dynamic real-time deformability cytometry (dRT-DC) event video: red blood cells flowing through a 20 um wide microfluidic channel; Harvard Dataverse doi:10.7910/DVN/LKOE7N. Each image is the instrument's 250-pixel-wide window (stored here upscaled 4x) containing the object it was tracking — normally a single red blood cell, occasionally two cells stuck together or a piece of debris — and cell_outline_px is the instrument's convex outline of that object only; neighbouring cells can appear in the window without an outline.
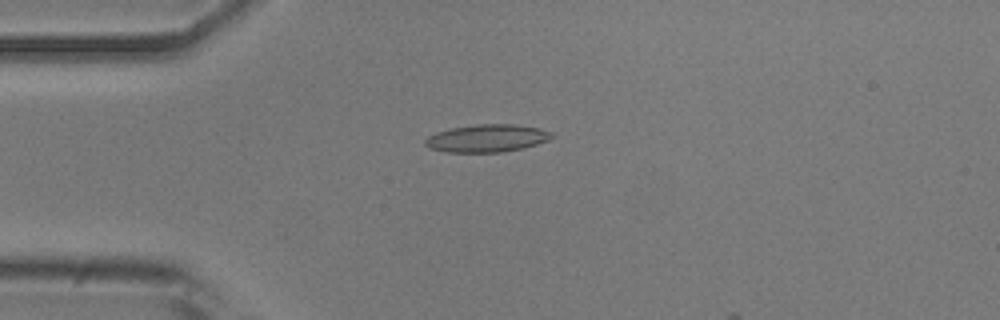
{"species": "common noctule bat (a hibernating species)", "species_latin": "Nyctalus noctula", "temperature_condition": "room temperature", "stored_images_in_passage": 6, "camera_frame_rate_fps": 3000, "um_per_image_px": 0.085, "animal": {"sex": "male", "body_mass_g": 20.5, "forearm_length_mm": 52.5}, "frame": {"image": 1, "passage_image": 4, "time_ms": 1.0, "image_size_px": [1000, 320], "cell_outline_px": [[556, 136], [548, 140], [524, 148], [500, 152], [444, 152], [428, 148], [424, 144], [424, 140], [428, 136], [436, 132], [452, 128], [476, 124], [516, 124], [540, 128], [552, 132]], "centroid_in_image_um": [41.4, 11.75], "position_along_channel_um": 43.6, "area_um2": 20.58}}
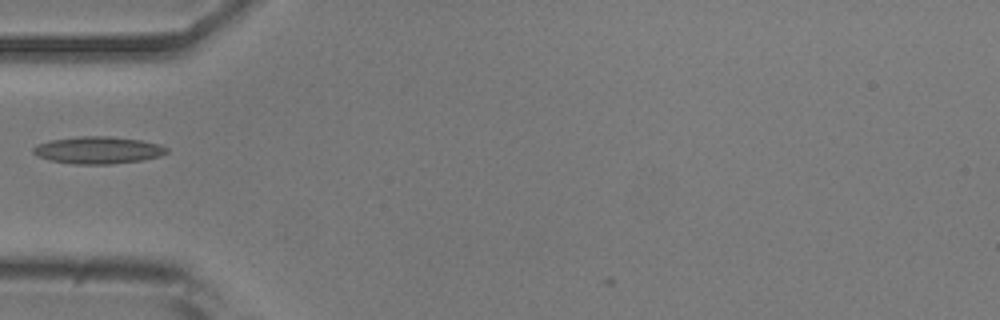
{"frame": {"image": 2, "passage_image": 5, "time_ms": 1.333, "image_size_px": [1000, 320], "cell_outline_px": [[168, 152], [160, 156], [140, 160], [108, 164], [76, 164], [52, 160], [36, 156], [32, 152], [32, 148], [36, 144], [52, 140], [80, 136], [108, 136], [140, 140], [160, 144], [168, 148]], "centroid_in_image_um": [8.32, 12.75], "position_along_channel_um": 76.7, "area_um2": 20.98}}